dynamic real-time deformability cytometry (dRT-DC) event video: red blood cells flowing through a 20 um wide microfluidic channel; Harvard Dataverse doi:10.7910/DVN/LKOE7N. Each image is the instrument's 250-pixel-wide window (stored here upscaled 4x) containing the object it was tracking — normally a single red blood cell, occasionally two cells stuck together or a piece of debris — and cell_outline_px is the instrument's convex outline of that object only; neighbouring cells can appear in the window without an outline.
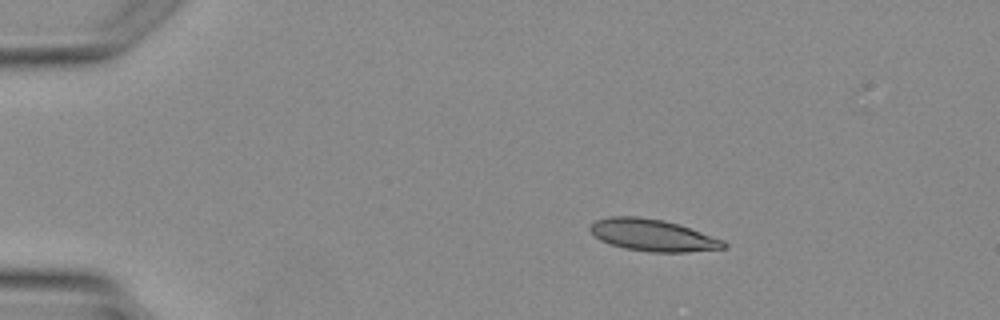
{"species": "Egyptian fruit bat (a non-hibernating species)", "species_latin": "Rousettus aegyptiacus", "temperature_condition": "warm", "stored_images_in_passage": 4, "camera_frame_rate_fps": 3000, "um_per_image_px": 0.085, "animal": {"sex": "female"}, "frame": {"image": 1, "passage_image": 3, "time_ms": 2.333, "image_size_px": [1000, 320], "cell_outline_px": [[728, 244], [724, 248], [688, 252], [648, 252], [624, 248], [600, 240], [588, 228], [596, 220], [612, 216], [636, 216], [664, 220], [724, 240]], "centroid_in_image_um": [55.48, 20.0], "position_along_channel_um": 29.5, "area_um2": 24.51}}
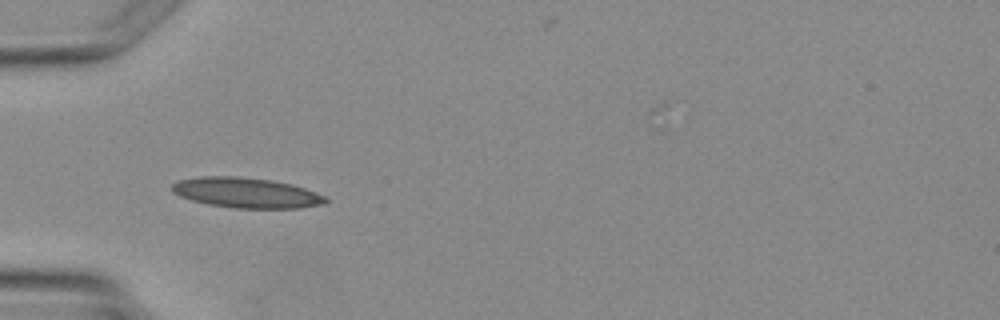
{"frame": {"image": 2, "passage_image": 4, "time_ms": 4.333, "image_size_px": [1000, 320], "cell_outline_px": [[328, 200], [324, 204], [300, 208], [232, 208], [208, 204], [192, 200], [180, 196], [172, 192], [172, 184], [180, 180], [200, 176], [236, 176], [272, 180], [292, 184], [304, 188], [324, 196]], "centroid_in_image_um": [20.93, 16.38], "position_along_channel_um": 64.1, "area_um2": 26.99}}